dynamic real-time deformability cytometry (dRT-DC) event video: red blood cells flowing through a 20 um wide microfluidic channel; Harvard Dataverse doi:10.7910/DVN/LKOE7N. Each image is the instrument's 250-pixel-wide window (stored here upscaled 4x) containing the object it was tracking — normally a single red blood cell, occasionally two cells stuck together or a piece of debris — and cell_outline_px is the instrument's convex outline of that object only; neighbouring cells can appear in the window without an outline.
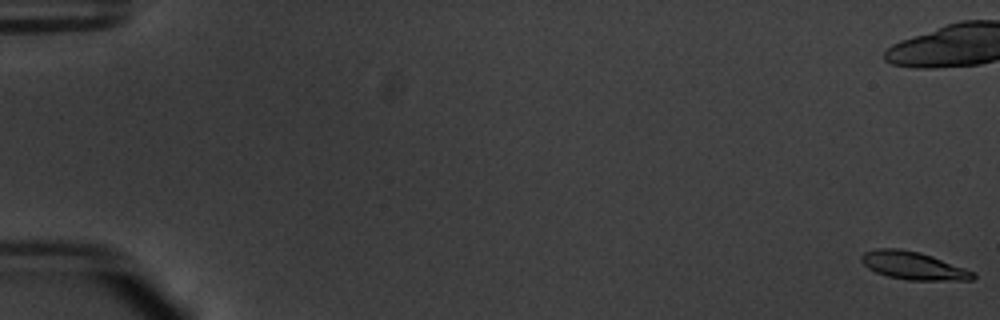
{"species": "common noctule bat (a hibernating species)", "species_latin": "Nyctalus noctula", "temperature_condition": "warm", "stored_images_in_passage": 46, "camera_frame_rate_fps": 3000, "um_per_image_px": 0.085, "animal": {"sex": "male", "body_mass_g": 20.1, "forearm_length_mm": 53.5}, "frame": {"image": 1, "passage_image": 1, "time_ms": 0.0, "image_size_px": [1000, 320], "cell_outline_px": [[976, 276], [972, 280], [908, 280], [888, 276], [876, 272], [868, 268], [860, 260], [860, 256], [864, 252], [876, 248], [900, 248], [920, 252], [932, 256], [976, 272]], "centroid_in_image_um": [77.62, 22.57], "position_along_channel_um": 7.4, "area_um2": 18.21}}